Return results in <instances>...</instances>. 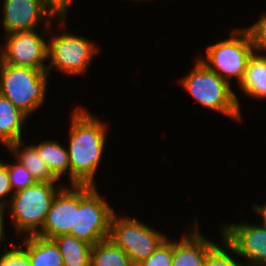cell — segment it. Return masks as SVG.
<instances>
[{
  "mask_svg": "<svg viewBox=\"0 0 266 266\" xmlns=\"http://www.w3.org/2000/svg\"><path fill=\"white\" fill-rule=\"evenodd\" d=\"M62 255L64 266H90L92 246L70 234L58 235L52 239Z\"/></svg>",
  "mask_w": 266,
  "mask_h": 266,
  "instance_id": "ac0fdd59",
  "label": "cell"
},
{
  "mask_svg": "<svg viewBox=\"0 0 266 266\" xmlns=\"http://www.w3.org/2000/svg\"><path fill=\"white\" fill-rule=\"evenodd\" d=\"M27 119L10 100L0 95V144L8 148L21 141Z\"/></svg>",
  "mask_w": 266,
  "mask_h": 266,
  "instance_id": "5bb4252c",
  "label": "cell"
},
{
  "mask_svg": "<svg viewBox=\"0 0 266 266\" xmlns=\"http://www.w3.org/2000/svg\"><path fill=\"white\" fill-rule=\"evenodd\" d=\"M239 88L246 97L266 100V55L253 53Z\"/></svg>",
  "mask_w": 266,
  "mask_h": 266,
  "instance_id": "e0dca14e",
  "label": "cell"
},
{
  "mask_svg": "<svg viewBox=\"0 0 266 266\" xmlns=\"http://www.w3.org/2000/svg\"><path fill=\"white\" fill-rule=\"evenodd\" d=\"M67 186L56 193L38 236L53 239L69 234L74 227L75 209L79 206V185Z\"/></svg>",
  "mask_w": 266,
  "mask_h": 266,
  "instance_id": "7c38bea8",
  "label": "cell"
},
{
  "mask_svg": "<svg viewBox=\"0 0 266 266\" xmlns=\"http://www.w3.org/2000/svg\"><path fill=\"white\" fill-rule=\"evenodd\" d=\"M41 159L47 164L50 172L60 181L63 175L68 173L70 178V163L68 150L58 141L43 140L39 144H33Z\"/></svg>",
  "mask_w": 266,
  "mask_h": 266,
  "instance_id": "d6986e66",
  "label": "cell"
},
{
  "mask_svg": "<svg viewBox=\"0 0 266 266\" xmlns=\"http://www.w3.org/2000/svg\"><path fill=\"white\" fill-rule=\"evenodd\" d=\"M49 77L46 70L13 66L0 61V95L29 117L42 107Z\"/></svg>",
  "mask_w": 266,
  "mask_h": 266,
  "instance_id": "5b68a950",
  "label": "cell"
},
{
  "mask_svg": "<svg viewBox=\"0 0 266 266\" xmlns=\"http://www.w3.org/2000/svg\"><path fill=\"white\" fill-rule=\"evenodd\" d=\"M45 5L55 14L56 17H66L73 0H43Z\"/></svg>",
  "mask_w": 266,
  "mask_h": 266,
  "instance_id": "4316f807",
  "label": "cell"
},
{
  "mask_svg": "<svg viewBox=\"0 0 266 266\" xmlns=\"http://www.w3.org/2000/svg\"><path fill=\"white\" fill-rule=\"evenodd\" d=\"M55 22L59 24V31L47 40V74L50 76V72L56 68L66 76L84 75L101 48L86 37L66 32V17H57Z\"/></svg>",
  "mask_w": 266,
  "mask_h": 266,
  "instance_id": "277c9868",
  "label": "cell"
},
{
  "mask_svg": "<svg viewBox=\"0 0 266 266\" xmlns=\"http://www.w3.org/2000/svg\"><path fill=\"white\" fill-rule=\"evenodd\" d=\"M5 219L4 218H2V216H1V214H0V246L2 247V243H4V241H6L5 239H6V237L7 236H5V231H6V229H5ZM4 240V241H3ZM0 247V248H1Z\"/></svg>",
  "mask_w": 266,
  "mask_h": 266,
  "instance_id": "f1b7e54d",
  "label": "cell"
},
{
  "mask_svg": "<svg viewBox=\"0 0 266 266\" xmlns=\"http://www.w3.org/2000/svg\"><path fill=\"white\" fill-rule=\"evenodd\" d=\"M229 34L228 39L207 46L206 58L200 56L198 59L229 84L235 78L240 85L255 50L245 27L235 28Z\"/></svg>",
  "mask_w": 266,
  "mask_h": 266,
  "instance_id": "8992f818",
  "label": "cell"
},
{
  "mask_svg": "<svg viewBox=\"0 0 266 266\" xmlns=\"http://www.w3.org/2000/svg\"><path fill=\"white\" fill-rule=\"evenodd\" d=\"M222 223L223 238L244 258L243 266H266V221ZM259 224V225H258Z\"/></svg>",
  "mask_w": 266,
  "mask_h": 266,
  "instance_id": "30bf717a",
  "label": "cell"
},
{
  "mask_svg": "<svg viewBox=\"0 0 266 266\" xmlns=\"http://www.w3.org/2000/svg\"><path fill=\"white\" fill-rule=\"evenodd\" d=\"M52 25L53 22L50 26H44L42 35L37 29L4 35L5 43L3 47L0 46V61L13 66L47 70L48 41L45 36L55 27Z\"/></svg>",
  "mask_w": 266,
  "mask_h": 266,
  "instance_id": "9c48e42d",
  "label": "cell"
},
{
  "mask_svg": "<svg viewBox=\"0 0 266 266\" xmlns=\"http://www.w3.org/2000/svg\"><path fill=\"white\" fill-rule=\"evenodd\" d=\"M90 266H134L126 252L109 238L92 246Z\"/></svg>",
  "mask_w": 266,
  "mask_h": 266,
  "instance_id": "ffe728a7",
  "label": "cell"
},
{
  "mask_svg": "<svg viewBox=\"0 0 266 266\" xmlns=\"http://www.w3.org/2000/svg\"><path fill=\"white\" fill-rule=\"evenodd\" d=\"M116 214L111 218L109 239L126 252L134 266L152 255L168 238L137 217Z\"/></svg>",
  "mask_w": 266,
  "mask_h": 266,
  "instance_id": "ba28073f",
  "label": "cell"
},
{
  "mask_svg": "<svg viewBox=\"0 0 266 266\" xmlns=\"http://www.w3.org/2000/svg\"><path fill=\"white\" fill-rule=\"evenodd\" d=\"M192 224L181 239H174L171 266H204L207 253L217 244L201 233L198 219Z\"/></svg>",
  "mask_w": 266,
  "mask_h": 266,
  "instance_id": "4fadbf2b",
  "label": "cell"
},
{
  "mask_svg": "<svg viewBox=\"0 0 266 266\" xmlns=\"http://www.w3.org/2000/svg\"><path fill=\"white\" fill-rule=\"evenodd\" d=\"M222 244H216L206 255L204 266H243L239 262L235 249L223 238L220 228ZM232 253V254H231ZM235 254V255H234Z\"/></svg>",
  "mask_w": 266,
  "mask_h": 266,
  "instance_id": "44dd1931",
  "label": "cell"
},
{
  "mask_svg": "<svg viewBox=\"0 0 266 266\" xmlns=\"http://www.w3.org/2000/svg\"><path fill=\"white\" fill-rule=\"evenodd\" d=\"M12 192L7 165L0 159V213L9 204Z\"/></svg>",
  "mask_w": 266,
  "mask_h": 266,
  "instance_id": "484cf974",
  "label": "cell"
},
{
  "mask_svg": "<svg viewBox=\"0 0 266 266\" xmlns=\"http://www.w3.org/2000/svg\"><path fill=\"white\" fill-rule=\"evenodd\" d=\"M2 10L4 35L50 26L57 18L43 0H3Z\"/></svg>",
  "mask_w": 266,
  "mask_h": 266,
  "instance_id": "8fae6325",
  "label": "cell"
},
{
  "mask_svg": "<svg viewBox=\"0 0 266 266\" xmlns=\"http://www.w3.org/2000/svg\"><path fill=\"white\" fill-rule=\"evenodd\" d=\"M57 182H36L28 188L15 192L9 204L0 213L5 218L6 210L11 215L15 235H37L44 225L47 213L56 193L64 186ZM7 208V209H6ZM21 233V234H20Z\"/></svg>",
  "mask_w": 266,
  "mask_h": 266,
  "instance_id": "3957f363",
  "label": "cell"
},
{
  "mask_svg": "<svg viewBox=\"0 0 266 266\" xmlns=\"http://www.w3.org/2000/svg\"><path fill=\"white\" fill-rule=\"evenodd\" d=\"M3 162L8 168L9 180L13 193L28 188L36 183L31 173L19 161L16 160L13 161L15 163H11L5 160Z\"/></svg>",
  "mask_w": 266,
  "mask_h": 266,
  "instance_id": "7402d4cb",
  "label": "cell"
},
{
  "mask_svg": "<svg viewBox=\"0 0 266 266\" xmlns=\"http://www.w3.org/2000/svg\"><path fill=\"white\" fill-rule=\"evenodd\" d=\"M9 247L0 254V266H31L28 256L17 243L11 242Z\"/></svg>",
  "mask_w": 266,
  "mask_h": 266,
  "instance_id": "d4e9b609",
  "label": "cell"
},
{
  "mask_svg": "<svg viewBox=\"0 0 266 266\" xmlns=\"http://www.w3.org/2000/svg\"><path fill=\"white\" fill-rule=\"evenodd\" d=\"M113 208L102 198L97 186L79 185V206L69 234L91 246L108 239Z\"/></svg>",
  "mask_w": 266,
  "mask_h": 266,
  "instance_id": "52a82bcc",
  "label": "cell"
},
{
  "mask_svg": "<svg viewBox=\"0 0 266 266\" xmlns=\"http://www.w3.org/2000/svg\"><path fill=\"white\" fill-rule=\"evenodd\" d=\"M68 156L71 185L95 186V175L107 142V127L83 106L71 113Z\"/></svg>",
  "mask_w": 266,
  "mask_h": 266,
  "instance_id": "6da1fadb",
  "label": "cell"
},
{
  "mask_svg": "<svg viewBox=\"0 0 266 266\" xmlns=\"http://www.w3.org/2000/svg\"><path fill=\"white\" fill-rule=\"evenodd\" d=\"M23 241L18 246L28 256L31 266H64L60 250L52 239L33 235L24 236Z\"/></svg>",
  "mask_w": 266,
  "mask_h": 266,
  "instance_id": "9a60e30c",
  "label": "cell"
},
{
  "mask_svg": "<svg viewBox=\"0 0 266 266\" xmlns=\"http://www.w3.org/2000/svg\"><path fill=\"white\" fill-rule=\"evenodd\" d=\"M252 208H254V210L257 212V214L261 216V220L263 218L266 221V202L263 205H258L256 203H254L252 205Z\"/></svg>",
  "mask_w": 266,
  "mask_h": 266,
  "instance_id": "83f0119b",
  "label": "cell"
},
{
  "mask_svg": "<svg viewBox=\"0 0 266 266\" xmlns=\"http://www.w3.org/2000/svg\"><path fill=\"white\" fill-rule=\"evenodd\" d=\"M262 14L256 23L245 28L250 34L255 52L266 55V13Z\"/></svg>",
  "mask_w": 266,
  "mask_h": 266,
  "instance_id": "cb8c5ba5",
  "label": "cell"
},
{
  "mask_svg": "<svg viewBox=\"0 0 266 266\" xmlns=\"http://www.w3.org/2000/svg\"><path fill=\"white\" fill-rule=\"evenodd\" d=\"M173 260V240L166 239L152 255L136 266H171Z\"/></svg>",
  "mask_w": 266,
  "mask_h": 266,
  "instance_id": "603a6c76",
  "label": "cell"
},
{
  "mask_svg": "<svg viewBox=\"0 0 266 266\" xmlns=\"http://www.w3.org/2000/svg\"><path fill=\"white\" fill-rule=\"evenodd\" d=\"M195 66L179 84L204 108L219 112L242 123L240 101L231 84L210 70L201 60L195 58Z\"/></svg>",
  "mask_w": 266,
  "mask_h": 266,
  "instance_id": "7a4b0ae2",
  "label": "cell"
},
{
  "mask_svg": "<svg viewBox=\"0 0 266 266\" xmlns=\"http://www.w3.org/2000/svg\"><path fill=\"white\" fill-rule=\"evenodd\" d=\"M9 150L15 160L19 161L32 175L36 182H59V180L50 172L47 164L39 156L38 149L32 144L25 145L18 141L10 145Z\"/></svg>",
  "mask_w": 266,
  "mask_h": 266,
  "instance_id": "2e32d148",
  "label": "cell"
}]
</instances>
